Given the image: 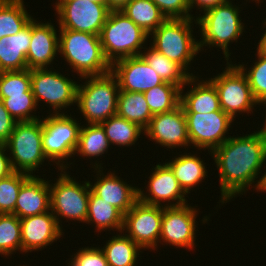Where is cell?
<instances>
[{"label":"cell","instance_id":"cell-1","mask_svg":"<svg viewBox=\"0 0 266 266\" xmlns=\"http://www.w3.org/2000/svg\"><path fill=\"white\" fill-rule=\"evenodd\" d=\"M210 154L220 178L221 200L218 203L224 204L237 195L245 194L253 184L257 190L260 170L266 165V133L260 129L245 136H229Z\"/></svg>","mask_w":266,"mask_h":266},{"label":"cell","instance_id":"cell-2","mask_svg":"<svg viewBox=\"0 0 266 266\" xmlns=\"http://www.w3.org/2000/svg\"><path fill=\"white\" fill-rule=\"evenodd\" d=\"M59 53L79 76H99L111 72L99 35L59 29Z\"/></svg>","mask_w":266,"mask_h":266},{"label":"cell","instance_id":"cell-3","mask_svg":"<svg viewBox=\"0 0 266 266\" xmlns=\"http://www.w3.org/2000/svg\"><path fill=\"white\" fill-rule=\"evenodd\" d=\"M232 3L229 0L202 12L203 15L198 14L196 18L201 33V40H198L200 52L203 46H209L208 48L217 46L222 49L226 62L231 56L228 46L234 41L238 42L244 31V23L239 16L242 10Z\"/></svg>","mask_w":266,"mask_h":266},{"label":"cell","instance_id":"cell-4","mask_svg":"<svg viewBox=\"0 0 266 266\" xmlns=\"http://www.w3.org/2000/svg\"><path fill=\"white\" fill-rule=\"evenodd\" d=\"M85 83L78 84L76 104L88 124H100L116 115L119 85L111 73L87 76Z\"/></svg>","mask_w":266,"mask_h":266},{"label":"cell","instance_id":"cell-5","mask_svg":"<svg viewBox=\"0 0 266 266\" xmlns=\"http://www.w3.org/2000/svg\"><path fill=\"white\" fill-rule=\"evenodd\" d=\"M193 22L197 24L196 19H166L149 35L152 36L151 46L179 64L190 76L194 74L190 73L189 65L200 51L198 41L192 34Z\"/></svg>","mask_w":266,"mask_h":266},{"label":"cell","instance_id":"cell-6","mask_svg":"<svg viewBox=\"0 0 266 266\" xmlns=\"http://www.w3.org/2000/svg\"><path fill=\"white\" fill-rule=\"evenodd\" d=\"M149 37L121 11H110L99 34L103 53L110 64L122 58L140 56Z\"/></svg>","mask_w":266,"mask_h":266},{"label":"cell","instance_id":"cell-7","mask_svg":"<svg viewBox=\"0 0 266 266\" xmlns=\"http://www.w3.org/2000/svg\"><path fill=\"white\" fill-rule=\"evenodd\" d=\"M78 122L71 114L65 113H50L46 118L42 117V149L48 163L55 162L59 170H67V159L76 155L81 128Z\"/></svg>","mask_w":266,"mask_h":266},{"label":"cell","instance_id":"cell-8","mask_svg":"<svg viewBox=\"0 0 266 266\" xmlns=\"http://www.w3.org/2000/svg\"><path fill=\"white\" fill-rule=\"evenodd\" d=\"M42 118L17 122L5 143L14 171L33 176L38 167L48 160L42 149Z\"/></svg>","mask_w":266,"mask_h":266},{"label":"cell","instance_id":"cell-9","mask_svg":"<svg viewBox=\"0 0 266 266\" xmlns=\"http://www.w3.org/2000/svg\"><path fill=\"white\" fill-rule=\"evenodd\" d=\"M60 176L55 183H50L51 212L54 214L59 227L62 229L60 218L86 222L88 200L91 191L88 181L82 184L70 177L66 169L60 170ZM63 172V173H62ZM61 225V226H60Z\"/></svg>","mask_w":266,"mask_h":266},{"label":"cell","instance_id":"cell-10","mask_svg":"<svg viewBox=\"0 0 266 266\" xmlns=\"http://www.w3.org/2000/svg\"><path fill=\"white\" fill-rule=\"evenodd\" d=\"M222 73L209 80L218 91L220 107L233 120L242 113H253L254 107L259 105L254 99L247 77L241 69L230 62L226 63Z\"/></svg>","mask_w":266,"mask_h":266},{"label":"cell","instance_id":"cell-11","mask_svg":"<svg viewBox=\"0 0 266 266\" xmlns=\"http://www.w3.org/2000/svg\"><path fill=\"white\" fill-rule=\"evenodd\" d=\"M52 69L51 67L30 70L31 91L37 106L39 101L46 102L49 107L51 106L53 114H60L63 113V108L76 103L78 84Z\"/></svg>","mask_w":266,"mask_h":266},{"label":"cell","instance_id":"cell-12","mask_svg":"<svg viewBox=\"0 0 266 266\" xmlns=\"http://www.w3.org/2000/svg\"><path fill=\"white\" fill-rule=\"evenodd\" d=\"M58 1V2H57ZM59 29H69L99 35L110 9L106 4L88 0H56Z\"/></svg>","mask_w":266,"mask_h":266},{"label":"cell","instance_id":"cell-13","mask_svg":"<svg viewBox=\"0 0 266 266\" xmlns=\"http://www.w3.org/2000/svg\"><path fill=\"white\" fill-rule=\"evenodd\" d=\"M162 217L163 206L148 205L138 200L124 215L122 232L126 230L124 234L141 249L154 251L159 245Z\"/></svg>","mask_w":266,"mask_h":266},{"label":"cell","instance_id":"cell-14","mask_svg":"<svg viewBox=\"0 0 266 266\" xmlns=\"http://www.w3.org/2000/svg\"><path fill=\"white\" fill-rule=\"evenodd\" d=\"M190 144L198 150L210 153L222 145L229 137L226 135L233 119L223 111L211 113H184ZM232 123V124H231Z\"/></svg>","mask_w":266,"mask_h":266},{"label":"cell","instance_id":"cell-15","mask_svg":"<svg viewBox=\"0 0 266 266\" xmlns=\"http://www.w3.org/2000/svg\"><path fill=\"white\" fill-rule=\"evenodd\" d=\"M196 215V207L188 204L178 207L163 206L159 243L193 250L196 245Z\"/></svg>","mask_w":266,"mask_h":266},{"label":"cell","instance_id":"cell-16","mask_svg":"<svg viewBox=\"0 0 266 266\" xmlns=\"http://www.w3.org/2000/svg\"><path fill=\"white\" fill-rule=\"evenodd\" d=\"M151 172L146 186L148 192L138 188V200L140 202L164 207H178L188 204L185 198L187 194L180 187L174 173L166 163L157 164ZM161 202L167 203L163 205Z\"/></svg>","mask_w":266,"mask_h":266},{"label":"cell","instance_id":"cell-17","mask_svg":"<svg viewBox=\"0 0 266 266\" xmlns=\"http://www.w3.org/2000/svg\"><path fill=\"white\" fill-rule=\"evenodd\" d=\"M144 135L167 148L191 147L187 121L181 105L170 112L153 115L144 129Z\"/></svg>","mask_w":266,"mask_h":266},{"label":"cell","instance_id":"cell-18","mask_svg":"<svg viewBox=\"0 0 266 266\" xmlns=\"http://www.w3.org/2000/svg\"><path fill=\"white\" fill-rule=\"evenodd\" d=\"M92 166L91 168L95 167L94 172L97 171V181L92 183L88 180L91 190L125 215L138 201V188L127 184L128 182L120 179V176L118 177L114 172L104 174L103 166L99 161H95Z\"/></svg>","mask_w":266,"mask_h":266},{"label":"cell","instance_id":"cell-19","mask_svg":"<svg viewBox=\"0 0 266 266\" xmlns=\"http://www.w3.org/2000/svg\"><path fill=\"white\" fill-rule=\"evenodd\" d=\"M119 91L144 93L164 81L141 56L126 57L111 64Z\"/></svg>","mask_w":266,"mask_h":266},{"label":"cell","instance_id":"cell-20","mask_svg":"<svg viewBox=\"0 0 266 266\" xmlns=\"http://www.w3.org/2000/svg\"><path fill=\"white\" fill-rule=\"evenodd\" d=\"M21 222V252L38 251L48 247L64 234L54 214L49 212L28 216Z\"/></svg>","mask_w":266,"mask_h":266},{"label":"cell","instance_id":"cell-21","mask_svg":"<svg viewBox=\"0 0 266 266\" xmlns=\"http://www.w3.org/2000/svg\"><path fill=\"white\" fill-rule=\"evenodd\" d=\"M51 22L31 21V41L27 52V68L43 69L53 64L59 53V34ZM52 63V64H51Z\"/></svg>","mask_w":266,"mask_h":266},{"label":"cell","instance_id":"cell-22","mask_svg":"<svg viewBox=\"0 0 266 266\" xmlns=\"http://www.w3.org/2000/svg\"><path fill=\"white\" fill-rule=\"evenodd\" d=\"M51 210L49 181L34 174L22 186L15 206V215L22 219Z\"/></svg>","mask_w":266,"mask_h":266},{"label":"cell","instance_id":"cell-23","mask_svg":"<svg viewBox=\"0 0 266 266\" xmlns=\"http://www.w3.org/2000/svg\"><path fill=\"white\" fill-rule=\"evenodd\" d=\"M198 78L194 75L188 79L186 86H193L192 88L190 87L189 91L183 93L184 89L181 88L180 90V105L184 113L206 114L214 111H223L220 107L218 91L214 84L209 79L199 81Z\"/></svg>","mask_w":266,"mask_h":266},{"label":"cell","instance_id":"cell-24","mask_svg":"<svg viewBox=\"0 0 266 266\" xmlns=\"http://www.w3.org/2000/svg\"><path fill=\"white\" fill-rule=\"evenodd\" d=\"M31 41V22L19 33L0 39V72L27 68V52Z\"/></svg>","mask_w":266,"mask_h":266},{"label":"cell","instance_id":"cell-25","mask_svg":"<svg viewBox=\"0 0 266 266\" xmlns=\"http://www.w3.org/2000/svg\"><path fill=\"white\" fill-rule=\"evenodd\" d=\"M174 158L166 164L171 168L180 187L188 195L194 186L197 187L205 177L207 178L206 163L196 154L184 153Z\"/></svg>","mask_w":266,"mask_h":266},{"label":"cell","instance_id":"cell-26","mask_svg":"<svg viewBox=\"0 0 266 266\" xmlns=\"http://www.w3.org/2000/svg\"><path fill=\"white\" fill-rule=\"evenodd\" d=\"M123 219L124 215L118 209L90 191L86 224H96V230L100 233L107 229L108 231L116 229L115 231L120 233L123 229Z\"/></svg>","mask_w":266,"mask_h":266},{"label":"cell","instance_id":"cell-27","mask_svg":"<svg viewBox=\"0 0 266 266\" xmlns=\"http://www.w3.org/2000/svg\"><path fill=\"white\" fill-rule=\"evenodd\" d=\"M120 11L148 35L167 19L152 0H130Z\"/></svg>","mask_w":266,"mask_h":266},{"label":"cell","instance_id":"cell-28","mask_svg":"<svg viewBox=\"0 0 266 266\" xmlns=\"http://www.w3.org/2000/svg\"><path fill=\"white\" fill-rule=\"evenodd\" d=\"M144 49L147 51L141 52L140 56L156 71L164 82L174 84L180 88L186 86L191 76L179 64L168 59L151 45L149 49L146 46Z\"/></svg>","mask_w":266,"mask_h":266},{"label":"cell","instance_id":"cell-29","mask_svg":"<svg viewBox=\"0 0 266 266\" xmlns=\"http://www.w3.org/2000/svg\"><path fill=\"white\" fill-rule=\"evenodd\" d=\"M119 234L109 238L110 240L106 241V245L104 244L103 248L101 247L108 266H136L142 249L124 232Z\"/></svg>","mask_w":266,"mask_h":266},{"label":"cell","instance_id":"cell-30","mask_svg":"<svg viewBox=\"0 0 266 266\" xmlns=\"http://www.w3.org/2000/svg\"><path fill=\"white\" fill-rule=\"evenodd\" d=\"M116 114L138 124L143 129L148 126L153 117L145 96L141 92L119 91Z\"/></svg>","mask_w":266,"mask_h":266},{"label":"cell","instance_id":"cell-31","mask_svg":"<svg viewBox=\"0 0 266 266\" xmlns=\"http://www.w3.org/2000/svg\"><path fill=\"white\" fill-rule=\"evenodd\" d=\"M23 0H0V39L15 35L33 19Z\"/></svg>","mask_w":266,"mask_h":266},{"label":"cell","instance_id":"cell-32","mask_svg":"<svg viewBox=\"0 0 266 266\" xmlns=\"http://www.w3.org/2000/svg\"><path fill=\"white\" fill-rule=\"evenodd\" d=\"M100 125L104 129L110 145H118L119 147L135 145L138 138H141V133L144 134V129L138 124L117 114L100 123Z\"/></svg>","mask_w":266,"mask_h":266},{"label":"cell","instance_id":"cell-33","mask_svg":"<svg viewBox=\"0 0 266 266\" xmlns=\"http://www.w3.org/2000/svg\"><path fill=\"white\" fill-rule=\"evenodd\" d=\"M79 131L78 145L75 153L82 157L98 158L107 153L110 143L100 124H86Z\"/></svg>","mask_w":266,"mask_h":266},{"label":"cell","instance_id":"cell-34","mask_svg":"<svg viewBox=\"0 0 266 266\" xmlns=\"http://www.w3.org/2000/svg\"><path fill=\"white\" fill-rule=\"evenodd\" d=\"M179 86L164 82L144 92L152 115L170 112L180 105Z\"/></svg>","mask_w":266,"mask_h":266},{"label":"cell","instance_id":"cell-35","mask_svg":"<svg viewBox=\"0 0 266 266\" xmlns=\"http://www.w3.org/2000/svg\"><path fill=\"white\" fill-rule=\"evenodd\" d=\"M21 251V222L15 214H0V254Z\"/></svg>","mask_w":266,"mask_h":266},{"label":"cell","instance_id":"cell-36","mask_svg":"<svg viewBox=\"0 0 266 266\" xmlns=\"http://www.w3.org/2000/svg\"><path fill=\"white\" fill-rule=\"evenodd\" d=\"M30 177L26 173L14 171L0 179V214H15L16 200L21 186Z\"/></svg>","mask_w":266,"mask_h":266},{"label":"cell","instance_id":"cell-37","mask_svg":"<svg viewBox=\"0 0 266 266\" xmlns=\"http://www.w3.org/2000/svg\"><path fill=\"white\" fill-rule=\"evenodd\" d=\"M1 101L16 122H28L41 119L39 116L32 114L37 109V103L33 93L9 95V98H4Z\"/></svg>","mask_w":266,"mask_h":266},{"label":"cell","instance_id":"cell-38","mask_svg":"<svg viewBox=\"0 0 266 266\" xmlns=\"http://www.w3.org/2000/svg\"><path fill=\"white\" fill-rule=\"evenodd\" d=\"M33 93L31 91L30 69L0 72V99L9 95Z\"/></svg>","mask_w":266,"mask_h":266},{"label":"cell","instance_id":"cell-39","mask_svg":"<svg viewBox=\"0 0 266 266\" xmlns=\"http://www.w3.org/2000/svg\"><path fill=\"white\" fill-rule=\"evenodd\" d=\"M257 60L251 68L245 67V64H237L241 71L245 74L248 84L251 88L254 99L259 103L266 98V57L258 53Z\"/></svg>","mask_w":266,"mask_h":266},{"label":"cell","instance_id":"cell-40","mask_svg":"<svg viewBox=\"0 0 266 266\" xmlns=\"http://www.w3.org/2000/svg\"><path fill=\"white\" fill-rule=\"evenodd\" d=\"M68 266H108L106 257L100 247H83L71 256Z\"/></svg>","mask_w":266,"mask_h":266},{"label":"cell","instance_id":"cell-41","mask_svg":"<svg viewBox=\"0 0 266 266\" xmlns=\"http://www.w3.org/2000/svg\"><path fill=\"white\" fill-rule=\"evenodd\" d=\"M167 19H195L190 12L188 0H152Z\"/></svg>","mask_w":266,"mask_h":266},{"label":"cell","instance_id":"cell-42","mask_svg":"<svg viewBox=\"0 0 266 266\" xmlns=\"http://www.w3.org/2000/svg\"><path fill=\"white\" fill-rule=\"evenodd\" d=\"M17 122L6 110L0 99V144H5L14 130Z\"/></svg>","mask_w":266,"mask_h":266},{"label":"cell","instance_id":"cell-43","mask_svg":"<svg viewBox=\"0 0 266 266\" xmlns=\"http://www.w3.org/2000/svg\"><path fill=\"white\" fill-rule=\"evenodd\" d=\"M5 144H0V179L14 172ZM7 155V156H6Z\"/></svg>","mask_w":266,"mask_h":266},{"label":"cell","instance_id":"cell-44","mask_svg":"<svg viewBox=\"0 0 266 266\" xmlns=\"http://www.w3.org/2000/svg\"><path fill=\"white\" fill-rule=\"evenodd\" d=\"M229 0H188V5L191 10L194 9V7H198L197 9H200V12H204L210 8L216 7L218 5H222Z\"/></svg>","mask_w":266,"mask_h":266},{"label":"cell","instance_id":"cell-45","mask_svg":"<svg viewBox=\"0 0 266 266\" xmlns=\"http://www.w3.org/2000/svg\"><path fill=\"white\" fill-rule=\"evenodd\" d=\"M130 0H106V5L111 11H120Z\"/></svg>","mask_w":266,"mask_h":266},{"label":"cell","instance_id":"cell-46","mask_svg":"<svg viewBox=\"0 0 266 266\" xmlns=\"http://www.w3.org/2000/svg\"><path fill=\"white\" fill-rule=\"evenodd\" d=\"M264 28L266 29V21H264L263 23ZM257 46V52L259 55L261 56H265L266 57V30L265 32L262 33V36L258 42V45Z\"/></svg>","mask_w":266,"mask_h":266},{"label":"cell","instance_id":"cell-47","mask_svg":"<svg viewBox=\"0 0 266 266\" xmlns=\"http://www.w3.org/2000/svg\"><path fill=\"white\" fill-rule=\"evenodd\" d=\"M256 191L266 192V172H264V174L262 173L261 180Z\"/></svg>","mask_w":266,"mask_h":266},{"label":"cell","instance_id":"cell-48","mask_svg":"<svg viewBox=\"0 0 266 266\" xmlns=\"http://www.w3.org/2000/svg\"><path fill=\"white\" fill-rule=\"evenodd\" d=\"M259 105H261V106H266V98H264L261 102H259L258 103ZM264 104V105H263ZM266 116V115H265ZM265 119V123H264V127L263 128H261V130H263L265 133H266V117L264 118Z\"/></svg>","mask_w":266,"mask_h":266},{"label":"cell","instance_id":"cell-49","mask_svg":"<svg viewBox=\"0 0 266 266\" xmlns=\"http://www.w3.org/2000/svg\"><path fill=\"white\" fill-rule=\"evenodd\" d=\"M94 3L106 4V0H88Z\"/></svg>","mask_w":266,"mask_h":266},{"label":"cell","instance_id":"cell-50","mask_svg":"<svg viewBox=\"0 0 266 266\" xmlns=\"http://www.w3.org/2000/svg\"><path fill=\"white\" fill-rule=\"evenodd\" d=\"M252 1H254V0H252ZM255 2H257L259 4V2H262V0L261 1L260 0H255Z\"/></svg>","mask_w":266,"mask_h":266}]
</instances>
